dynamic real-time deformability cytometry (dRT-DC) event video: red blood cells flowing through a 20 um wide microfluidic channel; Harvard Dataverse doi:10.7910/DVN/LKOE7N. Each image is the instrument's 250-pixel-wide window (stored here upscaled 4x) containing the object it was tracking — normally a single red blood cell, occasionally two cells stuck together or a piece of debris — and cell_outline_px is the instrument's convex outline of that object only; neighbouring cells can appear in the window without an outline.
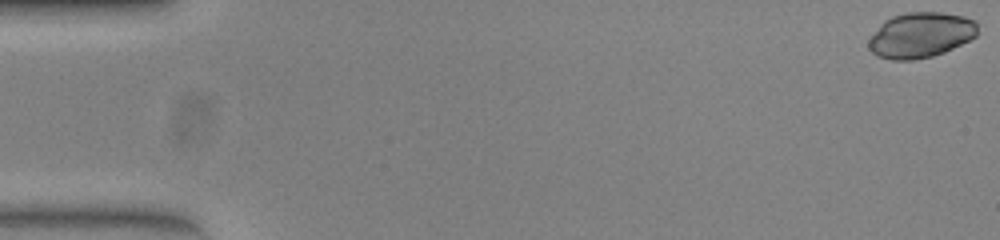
{"species": "common noctule bat (a hibernating species)", "species_latin": "Nyctalus noctula", "temperature_condition": "warm", "stored_images_in_passage": 53, "camera_frame_rate_fps": 3000, "um_per_image_px": 0.085, "animal": {"sex": "female", "body_mass_g": 23.0, "forearm_length_mm": 53.4}, "frame": {"image": 1, "passage_image": 1, "time_ms": 0.0, "image_size_px": [1000, 240], "cell_outline_px": [[976, 36], [944, 52], [932, 56], [912, 60], [892, 60], [876, 56], [868, 48], [868, 40], [880, 24], [884, 20], [892, 16], [908, 12], [940, 12], [964, 16], [976, 20]], "centroid_in_image_um": [78.22, 2.98], "position_along_channel_um": 6.8, "area_um2": 28.78}}